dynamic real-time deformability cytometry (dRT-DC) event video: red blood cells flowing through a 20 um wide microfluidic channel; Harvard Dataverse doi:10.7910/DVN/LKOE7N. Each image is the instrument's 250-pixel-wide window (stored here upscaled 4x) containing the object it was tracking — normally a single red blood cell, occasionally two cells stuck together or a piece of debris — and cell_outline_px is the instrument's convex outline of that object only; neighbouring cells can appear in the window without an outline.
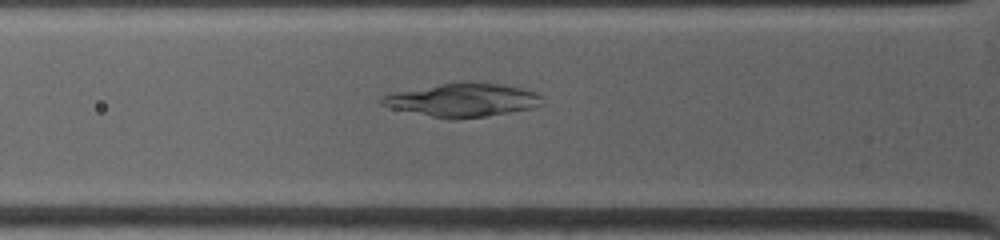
{"species": "common noctule bat (a hibernating species)", "species_latin": "Nyctalus noctula", "temperature_condition": "warm", "stored_images_in_passage": 9, "camera_frame_rate_fps": 4500, "um_per_image_px": 0.085, "animal": {"sex": "female", "body_mass_g": 19.0, "forearm_length_mm": 53.3}, "frame": {"image": 1, "passage_image": 2, "time_ms": 0.444, "image_size_px": [1000, 240], "cell_outline_px": [[540, 104], [532, 108], [484, 116], [456, 120], [448, 120], [392, 108], [380, 104], [380, 96], [392, 92], [460, 80], [464, 80], [504, 84], [536, 92], [540, 96]], "centroid_in_image_um": [39.25, 8.48], "position_along_channel_um": 86.5, "area_um2": 31.62}}
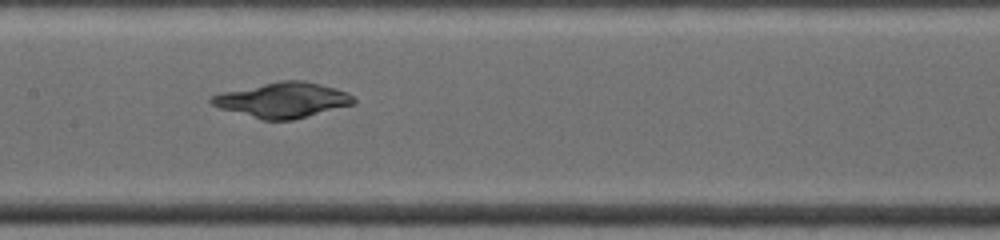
{"frame": {"image": 2, "passage_image": 7, "time_ms": 2.889, "image_size_px": [1000, 240], "cell_outline_px": [[356, 104], [292, 120], [260, 120], [220, 108], [212, 104], [208, 100], [212, 96], [220, 92], [280, 80], [304, 80], [336, 88], [348, 92], [356, 100]], "centroid_in_image_um": [24.04, 8.5], "position_along_channel_um": 183.4, "area_um2": 29.36}}
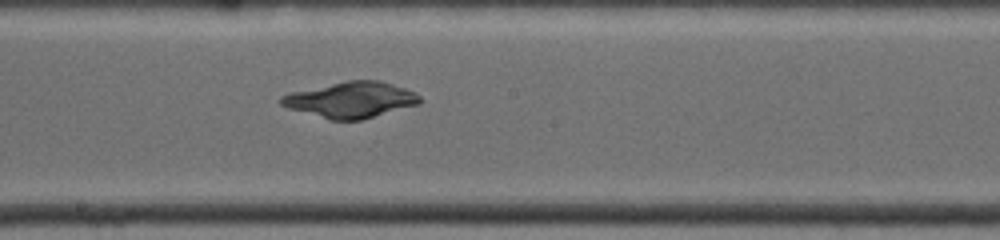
{"frame": {"image": 3, "passage_image": 9, "time_ms": 3.778, "image_size_px": [1000, 240], "cell_outline_px": [[420, 104], [360, 120], [332, 120], [288, 108], [280, 104], [276, 100], [280, 96], [288, 92], [348, 80], [380, 80], [416, 92], [420, 96]], "centroid_in_image_um": [29.79, 8.47], "position_along_channel_um": 218.4, "area_um2": 29.02}}